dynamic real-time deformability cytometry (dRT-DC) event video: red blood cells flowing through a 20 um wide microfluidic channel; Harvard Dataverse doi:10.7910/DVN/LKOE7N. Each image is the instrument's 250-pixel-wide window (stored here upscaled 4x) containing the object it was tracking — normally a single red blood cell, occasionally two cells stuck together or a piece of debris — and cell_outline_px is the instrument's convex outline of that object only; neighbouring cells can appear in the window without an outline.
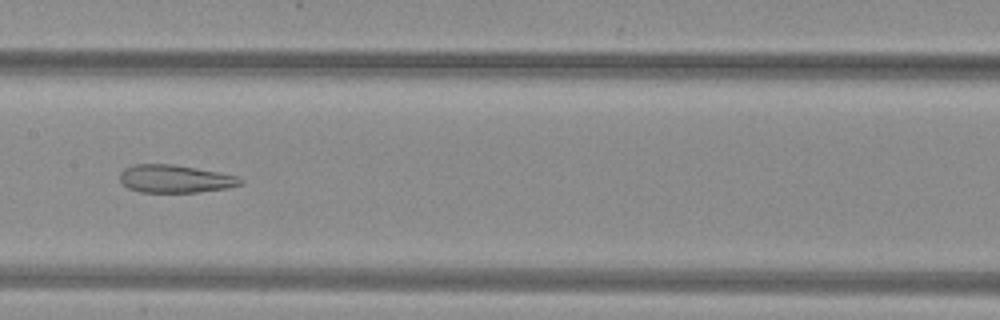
{"species": "common noctule bat (a hibernating species)", "species_latin": "Nyctalus noctula", "temperature_condition": "warm", "stored_images_in_passage": 31, "camera_frame_rate_fps": 3000, "um_per_image_px": 0.085, "animal": {"sex": "female", "body_mass_g": 29.2, "forearm_length_mm": 56.3}, "frame": {"image": 1, "passage_image": 12, "time_ms": 3.667, "image_size_px": [1000, 320], "cell_outline_px": [[244, 184], [228, 188], [196, 192], [140, 192], [128, 188], [120, 180], [120, 172], [124, 168], [132, 164], [172, 164], [196, 168], [236, 176], [244, 180]], "centroid_in_image_um": [14.87, 15.2], "position_along_channel_um": 192.5, "area_um2": 19.54}}
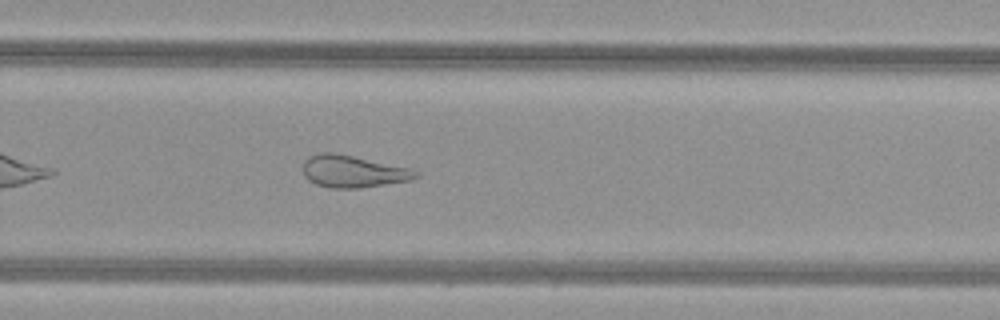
{"frame": {"image": 2, "passage_image": 20, "time_ms": 6.333, "image_size_px": [1000, 320], "cell_outline_px": [[420, 176], [412, 180], [360, 188], [328, 188], [316, 184], [308, 180], [304, 176], [304, 160], [308, 156], [320, 152], [336, 152], [412, 168], [420, 172]], "centroid_in_image_um": [30.04, 14.56], "position_along_channel_um": 299.8, "area_um2": 21.5}}
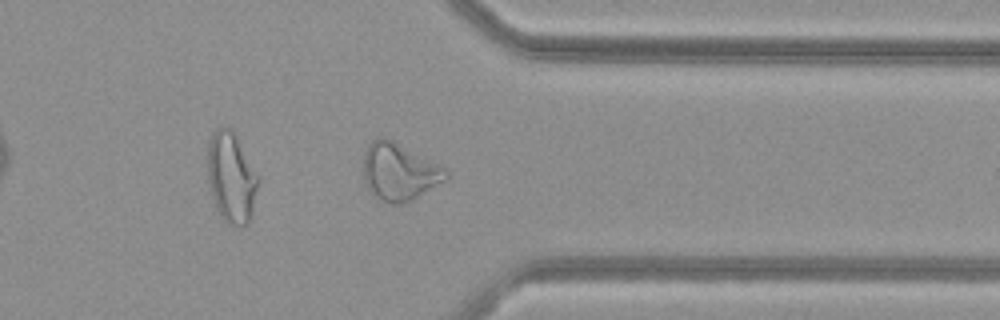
{"frame": {"image": 3, "passage_image": 26, "time_ms": 8.333, "image_size_px": [1000, 320], "cell_outline_px": [[452, 176], [412, 200], [400, 204], [392, 204], [380, 200], [364, 184], [364, 152], [368, 144], [376, 136], [384, 136], [392, 140], [444, 168]], "centroid_in_image_um": [33.91, 14.6], "position_along_channel_um": 377.5, "area_um2": 27.34}}